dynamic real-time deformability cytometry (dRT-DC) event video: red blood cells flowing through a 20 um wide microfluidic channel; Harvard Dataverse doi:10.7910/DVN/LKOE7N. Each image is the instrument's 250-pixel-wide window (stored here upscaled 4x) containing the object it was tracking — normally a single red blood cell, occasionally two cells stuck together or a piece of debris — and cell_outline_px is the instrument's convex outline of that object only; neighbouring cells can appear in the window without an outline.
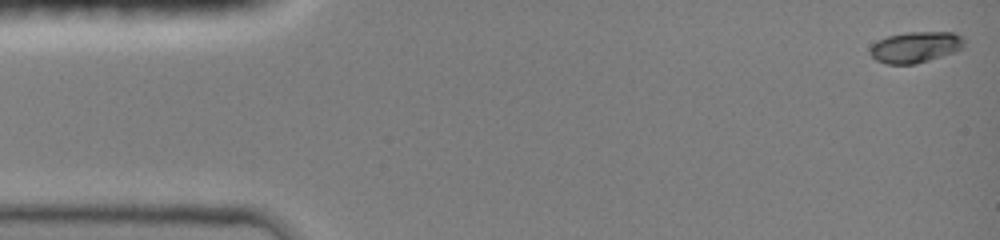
{"species": "common noctule bat (a hibernating species)", "species_latin": "Nyctalus noctula", "temperature_condition": "room temperature", "stored_images_in_passage": 47, "camera_frame_rate_fps": 3000, "um_per_image_px": 0.085, "animal": {"sex": "female", "body_mass_g": 19.0, "forearm_length_mm": 51.5}, "frame": {"image": 1, "passage_image": 1, "time_ms": 0.0, "image_size_px": [1000, 240], "cell_outline_px": [[964, 44], [960, 48], [952, 52], [916, 64], [888, 64], [876, 60], [868, 52], [868, 48], [872, 44], [888, 36], [908, 32], [952, 32], [964, 36]], "centroid_in_image_um": [77.78, 4.0], "position_along_channel_um": 7.2, "area_um2": 16.88}}
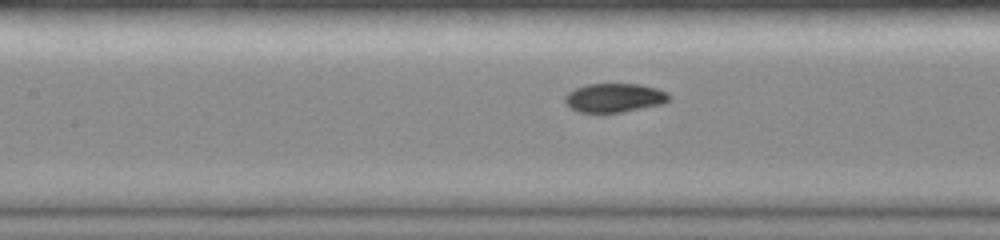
{"frame": {"image": 2, "passage_image": 21, "time_ms": 6.667, "image_size_px": [1000, 240], "cell_outline_px": [[672, 96], [664, 104], [600, 116], [580, 112], [568, 108], [564, 100], [564, 96], [568, 92], [584, 84], [640, 84], [656, 88]], "centroid_in_image_um": [52.16, 8.35], "position_along_channel_um": 155.2, "area_um2": 18.21}}
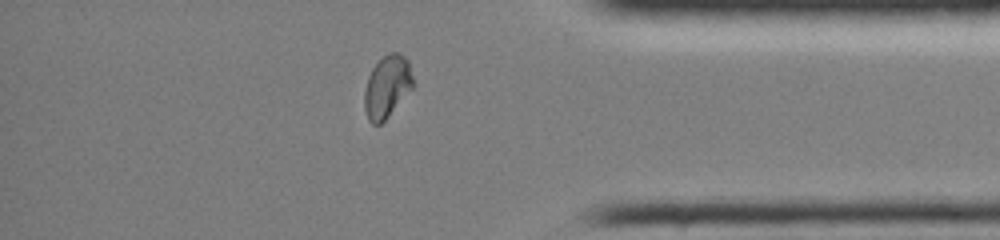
{"frame": {"image": 3, "passage_image": 40, "time_ms": 13.0, "image_size_px": [1000, 240], "cell_outline_px": [[416, 84], [388, 116], [380, 124], [372, 124], [368, 120], [364, 108], [364, 92], [368, 76], [372, 68], [388, 52], [400, 52], [408, 60]], "centroid_in_image_um": [32.92, 7.34], "position_along_channel_um": 402.3, "area_um2": 17.8}, "authors_computed_cell_mechanics": {"area_um2": 17.918, "velocity_mm_per_s": 4.0471, "shape_relaxation_time_tau1_ms": 4.2531, "shape_relaxation_time_tau2_ms": 1.1398, "deformation_change_tau1": 0.1766, "deformation_change_tau2": 0.0316}}